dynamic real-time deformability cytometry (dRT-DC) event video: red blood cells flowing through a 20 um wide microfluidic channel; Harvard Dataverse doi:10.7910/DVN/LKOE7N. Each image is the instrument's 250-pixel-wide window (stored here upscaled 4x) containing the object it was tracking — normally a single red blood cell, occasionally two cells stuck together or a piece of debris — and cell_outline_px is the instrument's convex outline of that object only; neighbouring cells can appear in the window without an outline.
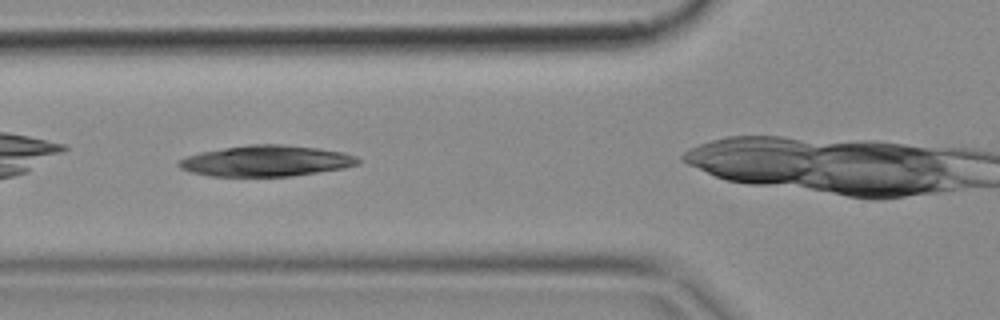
{"species": "common noctule bat (a hibernating species)", "species_latin": "Nyctalus noctula", "temperature_condition": "cold", "stored_images_in_passage": 5, "camera_frame_rate_fps": 3000, "um_per_image_px": 0.085, "animal": {"sex": "female", "body_mass_g": 18.4}, "frame": {"image": 1, "passage_image": 2, "time_ms": 0.333, "image_size_px": [1000, 320], "cell_outline_px": [[360, 164], [344, 168], [292, 176], [208, 176], [188, 172], [180, 168], [176, 164], [176, 160], [200, 152], [248, 144], [284, 144], [316, 148], [344, 152], [356, 156], [360, 160]], "centroid_in_image_um": [22.6, 13.68], "position_along_channel_um": 103.2, "area_um2": 32.54}}
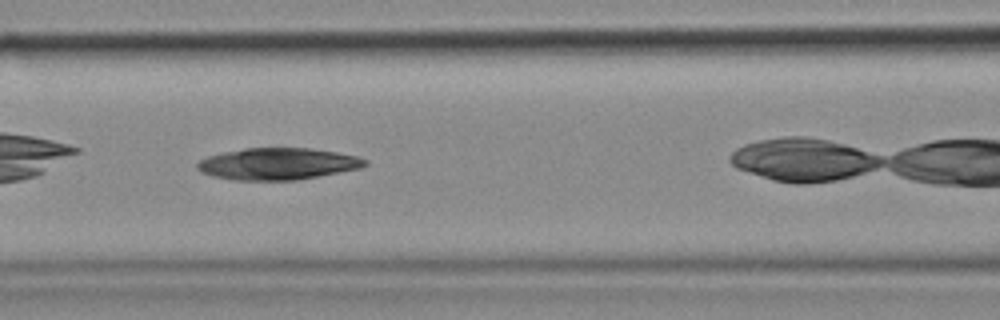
{"frame": {"image": 2, "passage_image": 3, "time_ms": 0.667, "image_size_px": [1000, 320], "cell_outline_px": [[368, 164], [360, 168], [296, 180], [232, 180], [212, 176], [200, 172], [196, 168], [196, 164], [200, 160], [208, 156], [224, 152], [244, 148], [312, 148], [336, 152], [356, 156], [368, 160]], "centroid_in_image_um": [23.58, 13.92], "position_along_channel_um": 143.0, "area_um2": 31.04}}